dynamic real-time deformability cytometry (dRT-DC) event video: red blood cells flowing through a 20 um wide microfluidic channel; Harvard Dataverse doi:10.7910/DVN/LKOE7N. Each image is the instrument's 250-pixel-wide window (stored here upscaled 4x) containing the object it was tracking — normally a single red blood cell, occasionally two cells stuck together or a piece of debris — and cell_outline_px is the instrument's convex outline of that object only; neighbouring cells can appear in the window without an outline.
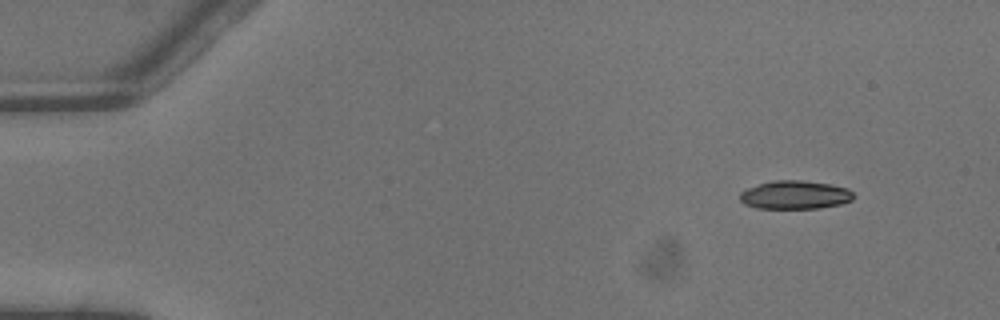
{"species": "common noctule bat (a hibernating species)", "species_latin": "Nyctalus noctula", "temperature_condition": "warm", "stored_images_in_passage": 4, "camera_frame_rate_fps": 3000, "um_per_image_px": 0.085, "animal": {"sex": "male", "body_mass_g": 13.3}, "frame": {"image": 1, "passage_image": 1, "time_ms": 0.0, "image_size_px": [1000, 320], "cell_outline_px": [[852, 200], [840, 204], [820, 208], [756, 208], [744, 204], [740, 200], [740, 192], [744, 188], [772, 180], [800, 180], [828, 184], [848, 188], [852, 192]], "centroid_in_image_um": [67.52, 16.56], "position_along_channel_um": 17.5, "area_um2": 18.84}}
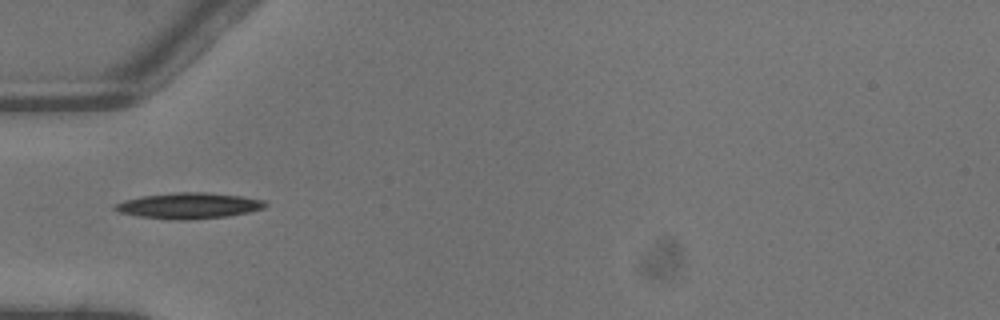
{"frame": {"image": 2, "passage_image": 4, "time_ms": 1.0, "image_size_px": [1000, 320], "cell_outline_px": [[268, 204], [264, 208], [248, 212], [228, 216], [192, 220], [176, 220], [136, 216], [120, 212], [112, 208], [116, 204], [124, 200], [144, 196], [176, 192], [208, 192], [240, 196], [264, 200]], "centroid_in_image_um": [16.07, 17.49], "position_along_channel_um": 68.9, "area_um2": 22.66}}